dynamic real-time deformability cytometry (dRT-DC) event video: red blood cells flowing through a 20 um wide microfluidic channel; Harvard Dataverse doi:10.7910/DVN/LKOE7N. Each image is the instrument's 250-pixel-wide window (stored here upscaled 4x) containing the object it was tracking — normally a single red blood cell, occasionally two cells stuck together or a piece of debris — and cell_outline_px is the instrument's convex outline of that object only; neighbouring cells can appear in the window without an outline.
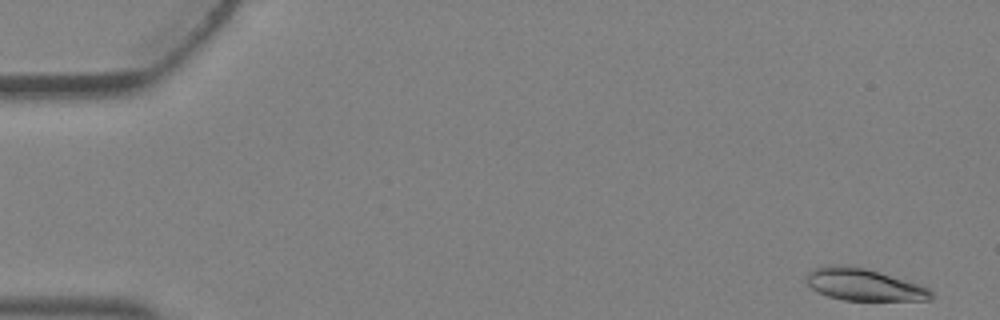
{"species": "Egyptian fruit bat (a non-hibernating species)", "species_latin": "Rousettus aegyptiacus", "temperature_condition": "warm", "stored_images_in_passage": 4, "camera_frame_rate_fps": 3000, "um_per_image_px": 0.085, "animal": {"sex": "female"}, "frame": {"image": 1, "passage_image": 1, "time_ms": 0.0, "image_size_px": [1000, 320], "cell_outline_px": [[932, 300], [844, 300], [828, 296], [812, 288], [808, 284], [808, 272], [812, 268], [828, 264], [848, 264], [880, 272], [928, 288], [932, 292]], "centroid_in_image_um": [73.39, 24.17], "position_along_channel_um": 11.6, "area_um2": 23.06}}